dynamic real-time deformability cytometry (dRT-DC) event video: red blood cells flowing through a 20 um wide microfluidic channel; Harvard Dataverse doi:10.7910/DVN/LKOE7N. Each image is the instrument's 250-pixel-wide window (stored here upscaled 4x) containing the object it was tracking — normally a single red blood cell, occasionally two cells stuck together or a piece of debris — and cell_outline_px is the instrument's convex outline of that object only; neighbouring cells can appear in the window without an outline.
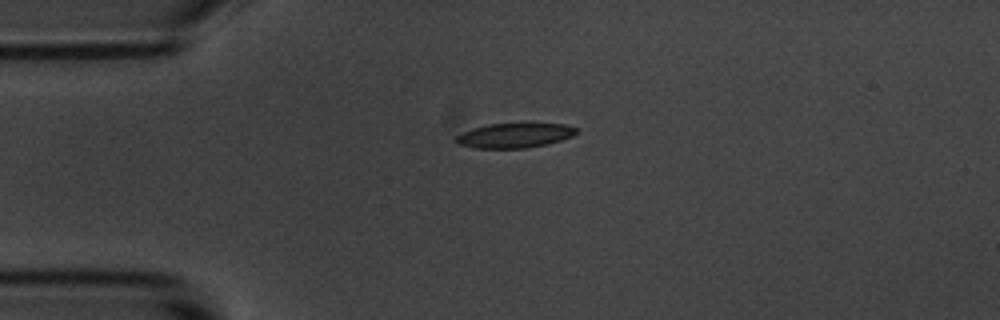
{"species": "common noctule bat (a hibernating species)", "species_latin": "Nyctalus noctula", "temperature_condition": "room temperature", "stored_images_in_passage": 2, "camera_frame_rate_fps": 3000, "um_per_image_px": 0.085, "animal": {"sex": "male", "body_mass_g": 20.1, "forearm_length_mm": 53.5}, "frame": {"image": 1, "passage_image": 1, "time_ms": 0.0, "image_size_px": [1000, 320], "cell_outline_px": [[580, 132], [572, 136], [548, 144], [524, 148], [476, 148], [456, 144], [452, 140], [456, 136], [472, 128], [488, 124], [564, 124], [580, 128]], "centroid_in_image_um": [43.74, 11.52], "position_along_channel_um": 41.3, "area_um2": 17.4}}